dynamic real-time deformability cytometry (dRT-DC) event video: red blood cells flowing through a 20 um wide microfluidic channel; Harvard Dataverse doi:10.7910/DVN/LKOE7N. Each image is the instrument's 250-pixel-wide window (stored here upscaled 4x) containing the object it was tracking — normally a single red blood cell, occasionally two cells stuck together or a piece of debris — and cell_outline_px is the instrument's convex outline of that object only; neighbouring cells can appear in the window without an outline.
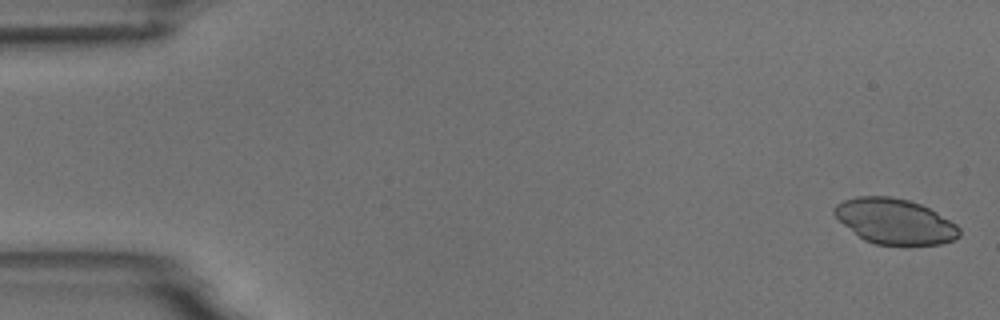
{"species": "common noctule bat (a hibernating species)", "species_latin": "Nyctalus noctula", "temperature_condition": "room temperature", "stored_images_in_passage": 5, "camera_frame_rate_fps": 3000, "um_per_image_px": 0.085, "animal": {"sex": "male", "body_mass_g": 18.8}, "frame": {"image": 1, "passage_image": 1, "time_ms": 0.0, "image_size_px": [1000, 320], "cell_outline_px": [[960, 236], [952, 240], [940, 244], [876, 244], [864, 240], [844, 224], [832, 212], [832, 208], [836, 204], [844, 200], [856, 196], [888, 196], [908, 200], [920, 204], [936, 212], [956, 224], [960, 228]], "centroid_in_image_um": [76.05, 18.8], "position_along_channel_um": 9.0, "area_um2": 32.66}}